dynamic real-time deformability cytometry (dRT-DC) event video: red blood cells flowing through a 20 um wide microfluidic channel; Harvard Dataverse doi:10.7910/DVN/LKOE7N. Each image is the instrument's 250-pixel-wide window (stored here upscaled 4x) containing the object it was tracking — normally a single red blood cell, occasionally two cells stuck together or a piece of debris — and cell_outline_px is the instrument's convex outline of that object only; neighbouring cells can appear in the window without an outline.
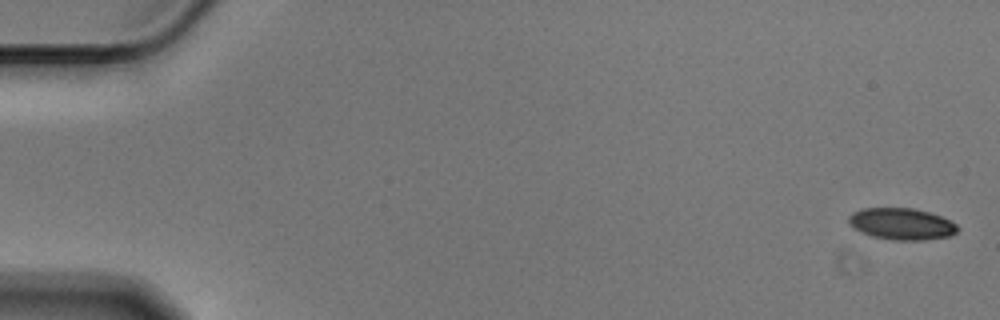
{"species": "Egyptian fruit bat (a non-hibernating species)", "species_latin": "Rousettus aegyptiacus", "temperature_condition": "cold", "stored_images_in_passage": 56, "camera_frame_rate_fps": 3000, "um_per_image_px": 0.085, "animal": {"sex": "male"}, "frame": {"image": 1, "passage_image": 1, "time_ms": 0.0, "image_size_px": [1000, 320], "cell_outline_px": [[960, 228], [956, 232], [948, 236], [924, 240], [892, 240], [872, 236], [860, 232], [852, 228], [848, 224], [848, 216], [852, 212], [860, 208], [912, 208], [928, 212], [940, 216], [956, 224]], "centroid_in_image_um": [76.57, 19.03], "position_along_channel_um": 8.4, "area_um2": 20.17}}
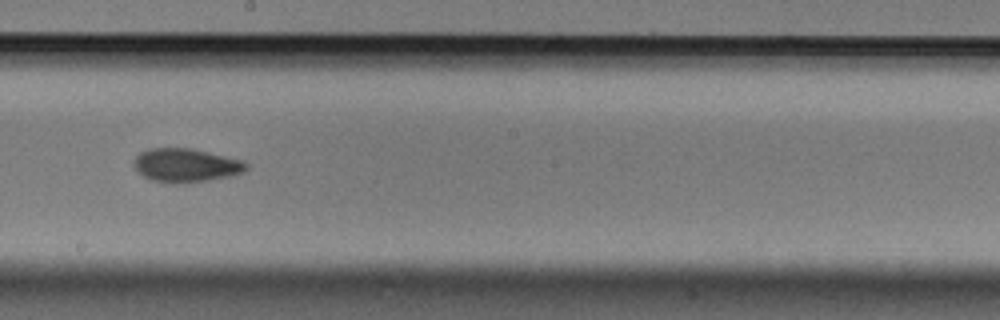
{"frame": {"image": 2, "passage_image": 32, "time_ms": 10.333, "image_size_px": [1000, 320], "cell_outline_px": [[248, 168], [240, 172], [228, 176], [204, 180], [152, 180], [144, 176], [132, 164], [136, 156], [140, 152], [152, 148], [192, 148], [244, 160], [248, 164]], "centroid_in_image_um": [15.82, 13.98], "position_along_channel_um": 232.4, "area_um2": 21.04}}
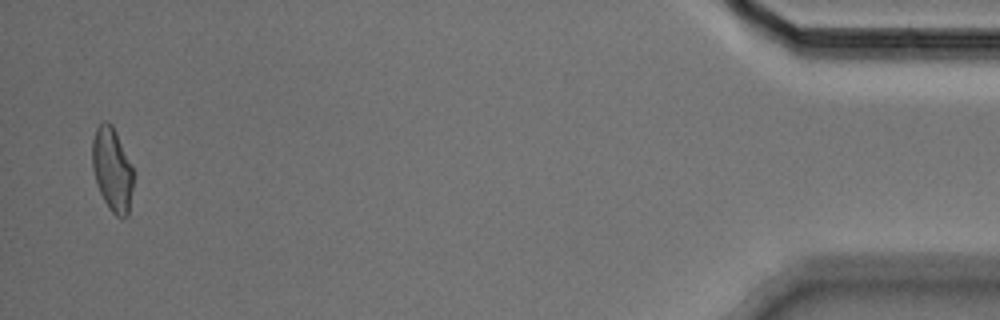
{"frame": {"image": 3, "passage_image": 55, "time_ms": 18.0, "image_size_px": [1000, 320], "cell_outline_px": [[132, 188], [128, 216], [120, 220], [108, 208], [100, 192], [92, 168], [92, 140], [96, 128], [100, 120], [108, 120], [112, 124], [132, 164]], "centroid_in_image_um": [9.53, 14.38], "position_along_channel_um": 425.7, "area_um2": 20.23}, "authors_computed_cell_mechanics": {"area_um2": 20.7502, "velocity_mm_per_s": 3.5758, "shape_relaxation_time_tau1_ms": 7.6832, "shape_relaxation_time_tau2_ms": 3.1665, "deformation_change_tau1": 0.1714, "deformation_change_tau2": 0.0862}}